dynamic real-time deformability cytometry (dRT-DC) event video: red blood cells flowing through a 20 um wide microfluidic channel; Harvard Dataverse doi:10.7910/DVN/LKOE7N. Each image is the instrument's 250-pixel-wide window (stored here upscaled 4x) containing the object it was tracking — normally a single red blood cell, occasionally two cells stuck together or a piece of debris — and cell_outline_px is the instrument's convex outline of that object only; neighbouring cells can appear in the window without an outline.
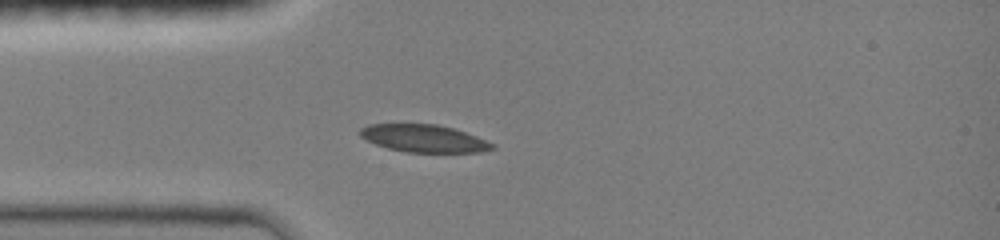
{"species": "common noctule bat (a hibernating species)", "species_latin": "Nyctalus noctula", "temperature_condition": "room temperature", "stored_images_in_passage": 5, "camera_frame_rate_fps": 3000, "um_per_image_px": 0.085, "animal": {"sex": "female", "body_mass_g": 19.0, "forearm_length_mm": 51.5}, "frame": {"image": 1, "passage_image": 4, "time_ms": 1.667, "image_size_px": [1000, 240], "cell_outline_px": [[496, 148], [480, 152], [408, 152], [388, 148], [376, 144], [360, 136], [360, 128], [368, 124], [436, 124], [452, 128], [476, 136], [496, 144]], "centroid_in_image_um": [36.05, 11.76], "position_along_channel_um": 48.9, "area_um2": 21.04}}